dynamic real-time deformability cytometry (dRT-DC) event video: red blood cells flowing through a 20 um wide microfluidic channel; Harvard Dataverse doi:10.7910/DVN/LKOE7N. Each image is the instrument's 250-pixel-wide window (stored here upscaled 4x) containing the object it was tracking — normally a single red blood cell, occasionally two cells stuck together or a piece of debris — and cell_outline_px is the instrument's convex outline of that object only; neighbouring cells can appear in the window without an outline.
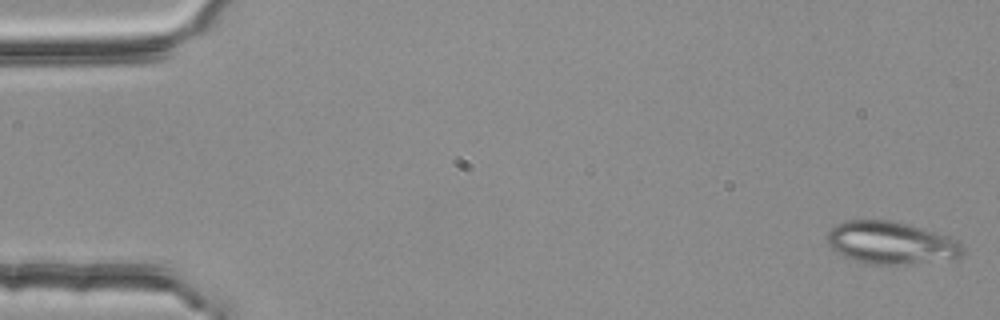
{"species": "common noctule bat (a hibernating species)", "species_latin": "Nyctalus noctula", "temperature_condition": "room temperature", "stored_images_in_passage": 2, "camera_frame_rate_fps": 3000, "um_per_image_px": 0.085, "animal": {"sex": "female", "body_mass_g": 25.1}, "frame": {"image": 1, "passage_image": 2, "time_ms": 0.333, "image_size_px": [1000, 320], "cell_outline_px": [[964, 252], [960, 256], [904, 264], [868, 264], [844, 256], [836, 252], [828, 244], [828, 232], [836, 224], [848, 220], [888, 220], [908, 224], [936, 232], [948, 236], [956, 240], [964, 248]], "centroid_in_image_um": [75.69, 20.62], "position_along_channel_um": 9.3, "area_um2": 32.95}}